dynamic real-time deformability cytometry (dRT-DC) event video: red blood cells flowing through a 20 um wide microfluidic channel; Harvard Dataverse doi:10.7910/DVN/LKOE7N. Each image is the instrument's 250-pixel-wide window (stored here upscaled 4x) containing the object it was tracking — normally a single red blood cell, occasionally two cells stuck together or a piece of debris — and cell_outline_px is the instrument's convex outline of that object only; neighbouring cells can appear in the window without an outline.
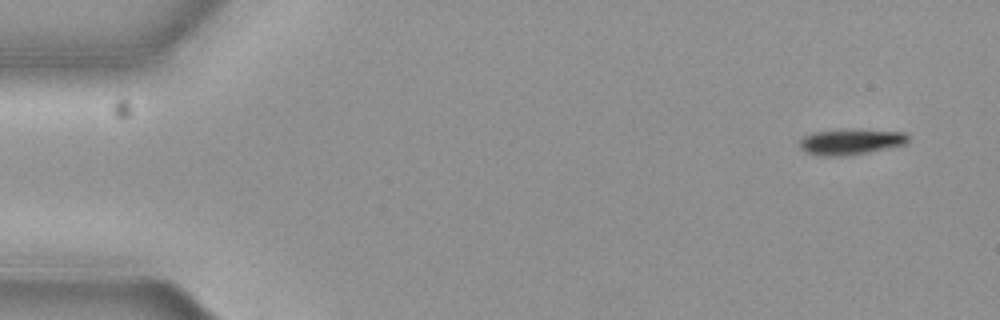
{"species": "common noctule bat (a hibernating species)", "species_latin": "Nyctalus noctula", "temperature_condition": "cold", "stored_images_in_passage": 6, "camera_frame_rate_fps": 3000, "um_per_image_px": 0.085, "animal": {"sex": "female", "body_mass_g": 19.3, "forearm_length_mm": 54.1}, "frame": {"image": 1, "passage_image": 1, "time_ms": 0.0, "image_size_px": [1000, 320], "cell_outline_px": [[908, 140], [904, 144], [888, 148], [868, 152], [844, 156], [820, 156], [804, 152], [800, 148], [800, 140], [804, 136], [812, 132], [904, 132], [908, 136]], "centroid_in_image_um": [72.24, 12.12], "position_along_channel_um": 12.8, "area_um2": 15.2}}
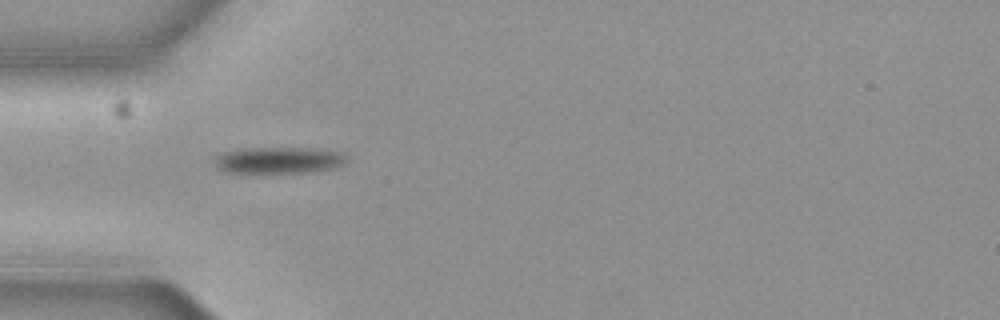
{"frame": {"image": 2, "passage_image": 5, "time_ms": 1.333, "image_size_px": [1000, 320], "cell_outline_px": [[344, 164], [328, 168], [304, 172], [224, 172], [216, 168], [216, 160], [224, 152], [240, 148], [304, 148], [340, 152], [344, 156]], "centroid_in_image_um": [23.62, 13.61], "position_along_channel_um": 61.4, "area_um2": 19.65}}
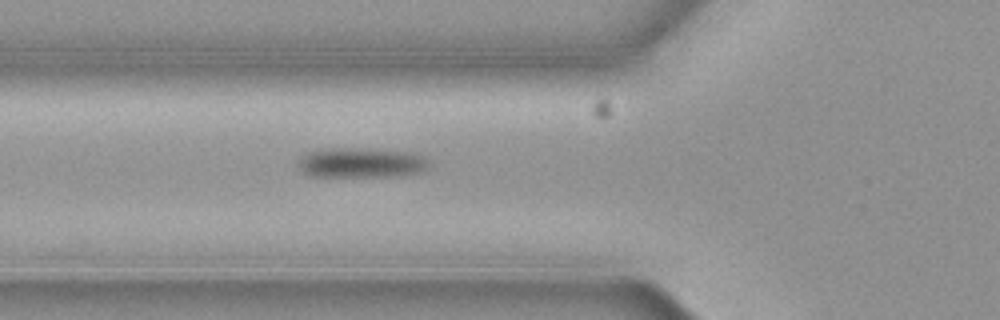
{"frame": {"image": 3, "passage_image": 6, "time_ms": 1.667, "image_size_px": [1000, 320], "cell_outline_px": [[432, 164], [424, 172], [404, 176], [312, 176], [304, 172], [300, 168], [296, 160], [308, 152], [316, 148], [368, 148], [416, 152], [424, 156]], "centroid_in_image_um": [30.78, 13.81], "position_along_channel_um": 95.0, "area_um2": 23.58}}